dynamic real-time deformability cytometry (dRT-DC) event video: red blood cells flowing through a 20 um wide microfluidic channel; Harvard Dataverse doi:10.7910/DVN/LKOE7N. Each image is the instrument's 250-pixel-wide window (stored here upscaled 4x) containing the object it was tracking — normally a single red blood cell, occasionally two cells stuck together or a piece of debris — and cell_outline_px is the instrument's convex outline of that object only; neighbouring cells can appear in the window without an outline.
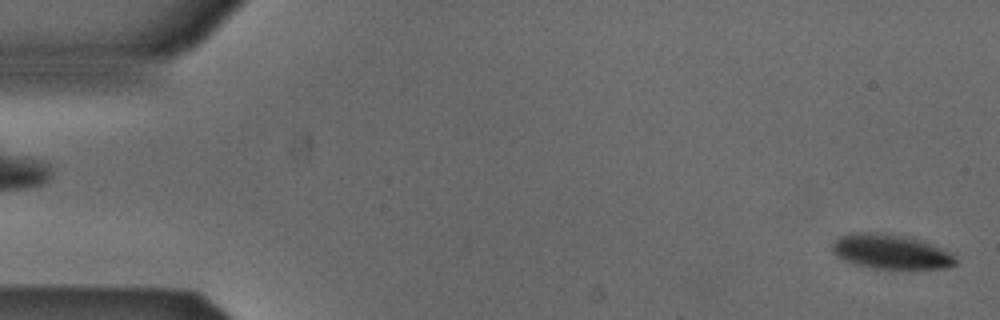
{"species": "Egyptian fruit bat (a non-hibernating species)", "species_latin": "Rousettus aegyptiacus", "temperature_condition": "cold", "stored_images_in_passage": 6, "camera_frame_rate_fps": 3000, "um_per_image_px": 0.085, "animal": {"sex": "male"}, "frame": {"image": 1, "passage_image": 6, "time_ms": 1.667, "image_size_px": [1000, 320], "cell_outline_px": [[956, 264], [948, 268], [872, 268], [856, 264], [844, 260], [836, 256], [832, 252], [832, 244], [840, 236], [848, 232], [880, 232], [904, 236], [952, 252], [956, 256]], "centroid_in_image_um": [75.68, 21.39], "position_along_channel_um": 9.3, "area_um2": 24.68}}